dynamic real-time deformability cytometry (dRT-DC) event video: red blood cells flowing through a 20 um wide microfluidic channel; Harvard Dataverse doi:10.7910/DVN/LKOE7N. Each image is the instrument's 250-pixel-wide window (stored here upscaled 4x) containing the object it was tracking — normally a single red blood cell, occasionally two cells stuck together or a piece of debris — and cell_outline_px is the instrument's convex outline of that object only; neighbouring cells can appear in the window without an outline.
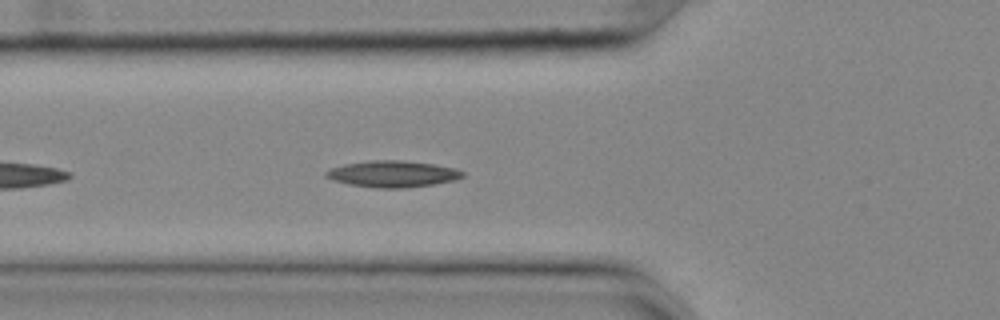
{"species": "common noctule bat (a hibernating species)", "species_latin": "Nyctalus noctula", "temperature_condition": "cold", "stored_images_in_passage": 10, "camera_frame_rate_fps": 3000, "um_per_image_px": 0.085, "animal": {"sex": "female", "body_mass_g": 25.1}, "frame": {"image": 1, "passage_image": 6, "time_ms": 1.667, "image_size_px": [1000, 320], "cell_outline_px": [[464, 176], [456, 180], [432, 184], [404, 188], [376, 188], [348, 184], [332, 180], [324, 176], [324, 172], [332, 168], [344, 164], [372, 160], [400, 160], [436, 164], [456, 168], [464, 172]], "centroid_in_image_um": [33.38, 14.78], "position_along_channel_um": 92.4, "area_um2": 21.15}}